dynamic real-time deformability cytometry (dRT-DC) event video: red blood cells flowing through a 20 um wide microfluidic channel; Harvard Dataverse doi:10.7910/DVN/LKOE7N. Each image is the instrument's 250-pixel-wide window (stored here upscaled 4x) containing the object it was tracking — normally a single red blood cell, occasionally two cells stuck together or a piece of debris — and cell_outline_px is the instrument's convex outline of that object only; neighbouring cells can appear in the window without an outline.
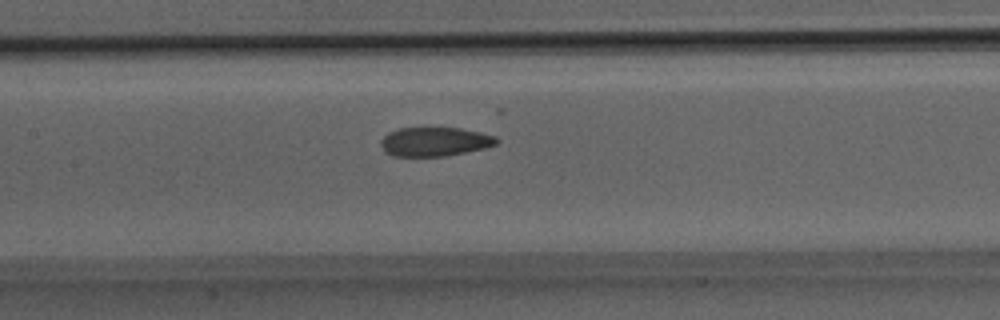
{"species": "Egyptian fruit bat (a non-hibernating species)", "species_latin": "Rousettus aegyptiacus", "temperature_condition": "room temperature", "stored_images_in_passage": 31, "camera_frame_rate_fps": 3000, "um_per_image_px": 0.085, "animal": {"sex": "male"}, "frame": {"image": 1, "passage_image": 15, "time_ms": 4.667, "image_size_px": [1000, 320], "cell_outline_px": [[500, 140], [496, 144], [484, 148], [444, 156], [392, 156], [384, 152], [380, 144], [380, 140], [388, 132], [400, 128], [460, 128], [480, 132], [496, 136]], "centroid_in_image_um": [36.93, 12.04], "position_along_channel_um": 170.5, "area_um2": 19.59}}
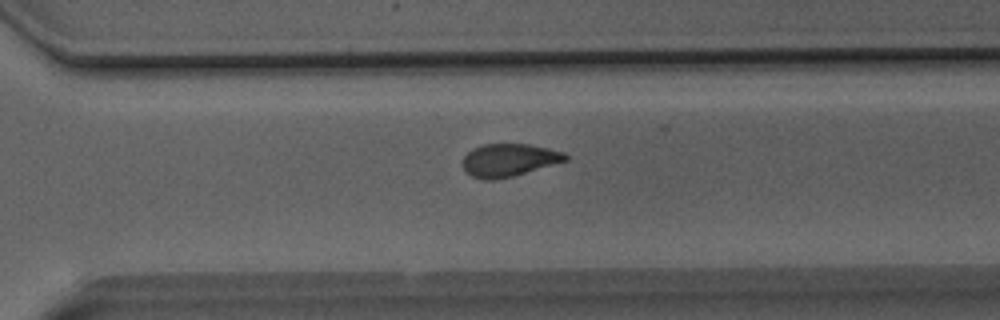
{"frame": {"image": 2, "passage_image": 22, "time_ms": 7.0, "image_size_px": [1000, 320], "cell_outline_px": [[568, 160], [512, 176], [496, 180], [484, 180], [472, 176], [464, 172], [464, 156], [472, 148], [480, 144], [528, 144], [548, 148], [564, 152], [568, 156]], "centroid_in_image_um": [43.24, 13.6], "position_along_channel_um": 327.4, "area_um2": 19.59}}
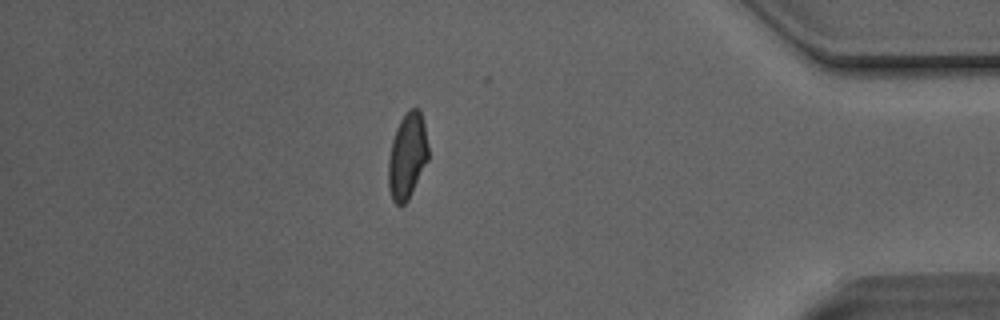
{"frame": {"image": 3, "passage_image": 27, "time_ms": 8.667, "image_size_px": [1000, 320], "cell_outline_px": [[428, 160], [408, 200], [404, 204], [396, 204], [392, 200], [388, 188], [388, 160], [392, 140], [396, 128], [404, 112], [408, 108], [420, 108], [424, 124], [428, 144]], "centroid_in_image_um": [34.61, 13.23], "position_along_channel_um": 400.6, "area_um2": 20.17}}